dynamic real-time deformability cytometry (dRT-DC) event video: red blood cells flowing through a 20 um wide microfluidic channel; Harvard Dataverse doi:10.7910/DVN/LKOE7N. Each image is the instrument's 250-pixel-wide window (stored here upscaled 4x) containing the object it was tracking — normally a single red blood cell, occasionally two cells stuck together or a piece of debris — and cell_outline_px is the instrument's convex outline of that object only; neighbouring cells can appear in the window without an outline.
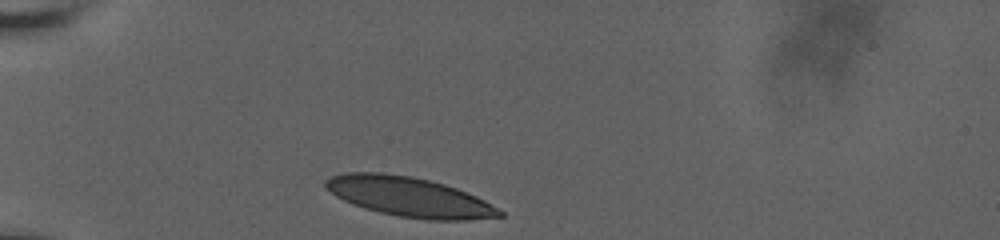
{"species": "human", "species_latin": "Homo sapiens", "temperature_condition": "room temperature", "stored_images_in_passage": 6, "camera_frame_rate_fps": 3000, "um_per_image_px": 0.085, "donor": {"sex": "male"}, "frame": {"image": 1, "passage_image": 1, "time_ms": 0.0, "image_size_px": [1000, 240], "cell_outline_px": [[504, 216], [468, 220], [432, 220], [400, 216], [380, 212], [364, 208], [352, 204], [336, 196], [324, 184], [324, 180], [332, 176], [344, 172], [380, 172], [412, 176], [444, 184], [456, 188], [476, 196], [500, 208], [504, 212]], "centroid_in_image_um": [34.81, 16.73], "position_along_channel_um": 50.2, "area_um2": 40.06}}
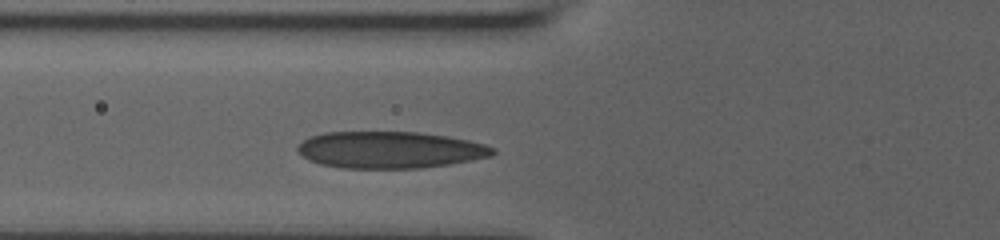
{"frame": {"image": 2, "passage_image": 3, "time_ms": 2.0, "image_size_px": [1000, 240], "cell_outline_px": [[496, 152], [492, 156], [472, 160], [448, 164], [420, 168], [340, 168], [320, 164], [308, 160], [296, 152], [296, 148], [304, 140], [312, 136], [324, 132], [420, 132], [448, 136], [468, 140], [484, 144], [496, 148]], "centroid_in_image_um": [33.14, 12.74], "position_along_channel_um": 92.7, "area_um2": 42.02}}
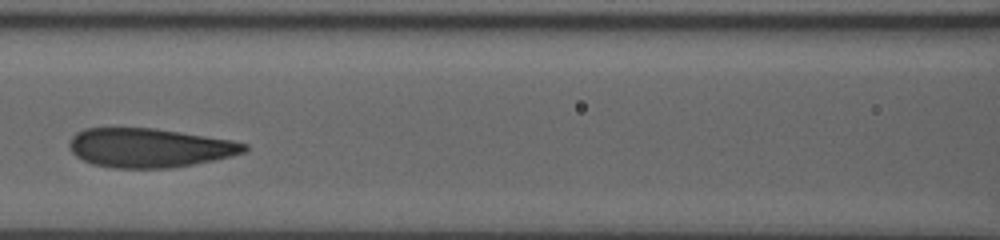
{"frame": {"image": 3, "passage_image": 5, "time_ms": 3.667, "image_size_px": [1000, 240], "cell_outline_px": [[248, 148], [244, 152], [232, 156], [172, 168], [112, 168], [92, 164], [76, 156], [72, 152], [68, 144], [72, 136], [76, 132], [84, 128], [156, 128], [232, 140], [248, 144]], "centroid_in_image_um": [12.68, 12.56], "position_along_channel_um": 153.9, "area_um2": 39.94}}